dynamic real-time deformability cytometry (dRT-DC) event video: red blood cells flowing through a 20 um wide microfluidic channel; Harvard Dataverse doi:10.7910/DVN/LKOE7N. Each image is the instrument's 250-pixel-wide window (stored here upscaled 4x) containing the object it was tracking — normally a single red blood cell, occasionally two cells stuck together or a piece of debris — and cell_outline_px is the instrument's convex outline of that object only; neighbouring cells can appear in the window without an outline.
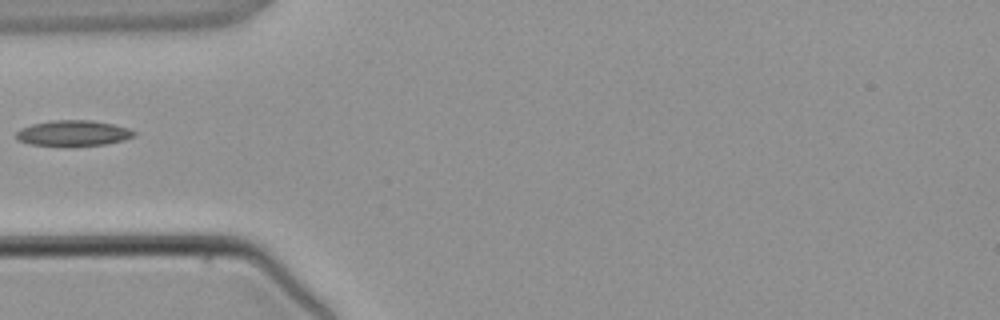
{"species": "common noctule bat (a hibernating species)", "species_latin": "Nyctalus noctula", "temperature_condition": "warm", "stored_images_in_passage": 4, "camera_frame_rate_fps": 3000, "um_per_image_px": 0.085, "animal": {"sex": "male", "body_mass_g": 21.5, "forearm_length_mm": 52.0}, "frame": {"image": 1, "passage_image": 4, "time_ms": 4.333, "image_size_px": [1000, 320], "cell_outline_px": [[136, 136], [124, 140], [104, 144], [68, 148], [28, 144], [16, 140], [16, 132], [20, 128], [32, 124], [52, 120], [92, 120], [112, 124], [128, 128], [136, 132]], "centroid_in_image_um": [6.18, 11.35], "position_along_channel_um": 78.8, "area_um2": 18.26}}